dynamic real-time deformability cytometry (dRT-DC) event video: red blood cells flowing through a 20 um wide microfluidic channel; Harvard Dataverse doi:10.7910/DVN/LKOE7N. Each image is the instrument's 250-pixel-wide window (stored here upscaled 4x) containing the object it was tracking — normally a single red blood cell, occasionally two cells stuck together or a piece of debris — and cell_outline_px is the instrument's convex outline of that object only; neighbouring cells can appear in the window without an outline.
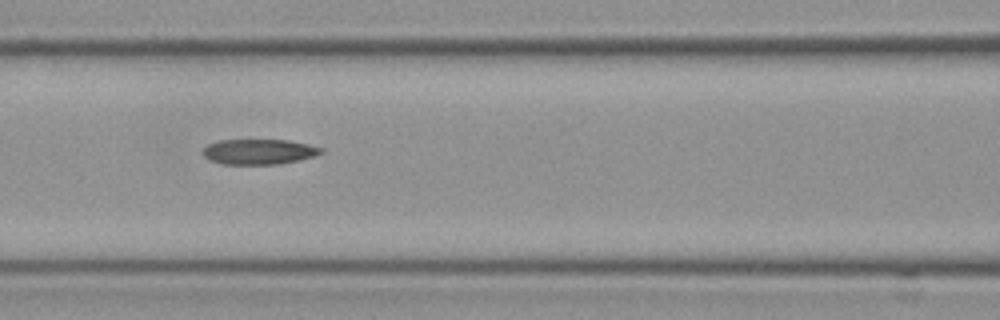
{"species": "Egyptian fruit bat (a non-hibernating species)", "species_latin": "Rousettus aegyptiacus", "temperature_condition": "cold", "stored_images_in_passage": 6, "camera_frame_rate_fps": 3000, "um_per_image_px": 0.085, "frame": {"image": 1, "passage_image": 5, "time_ms": 1.333, "image_size_px": [1000, 320], "cell_outline_px": [[324, 152], [312, 156], [280, 164], [220, 164], [208, 160], [200, 152], [208, 144], [216, 140], [288, 140], [308, 144], [324, 148]], "centroid_in_image_um": [21.95, 12.89], "position_along_channel_um": 144.6, "area_um2": 17.51}}
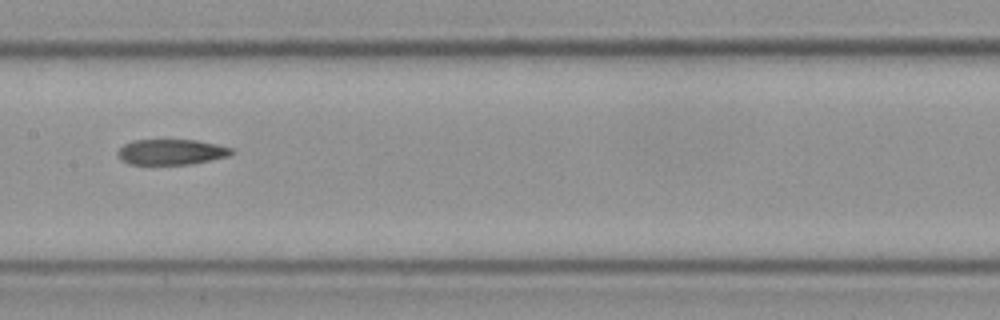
{"frame": {"image": 2, "passage_image": 6, "time_ms": 1.667, "image_size_px": [1000, 320], "cell_outline_px": [[236, 152], [228, 156], [188, 164], [128, 164], [120, 160], [116, 152], [124, 144], [132, 140], [196, 140], [236, 148]], "centroid_in_image_um": [14.56, 12.91], "position_along_channel_um": 192.8, "area_um2": 16.99}}